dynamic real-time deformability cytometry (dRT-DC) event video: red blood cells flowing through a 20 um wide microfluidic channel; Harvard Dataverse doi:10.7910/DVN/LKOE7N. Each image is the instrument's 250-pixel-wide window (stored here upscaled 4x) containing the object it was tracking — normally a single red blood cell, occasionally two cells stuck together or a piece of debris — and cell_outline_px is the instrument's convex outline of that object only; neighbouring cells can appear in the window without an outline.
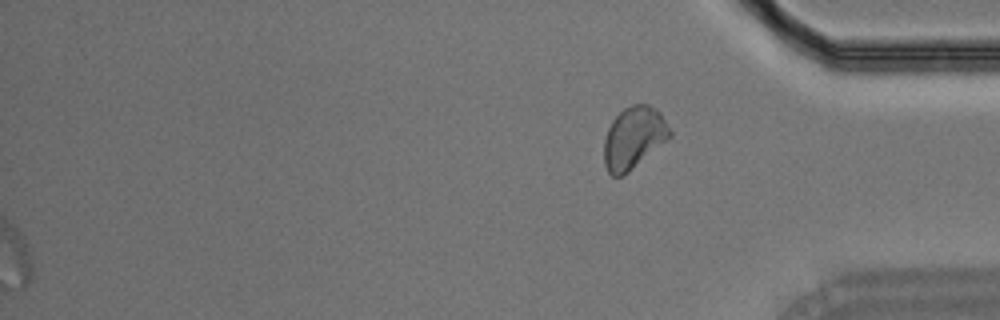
{"species": "Egyptian fruit bat (a non-hibernating species)", "species_latin": "Rousettus aegyptiacus", "temperature_condition": "room temperature", "stored_images_in_passage": 29, "segment_of_instrument_passage": [2, 2], "camera_frame_rate_fps": 3000, "um_per_image_px": 0.085, "animal": {"sex": "male"}, "frame": {"image": 1, "passage_image": 29, "time_ms": 9.333, "image_size_px": [1000, 320], "cell_outline_px": [[672, 136], [628, 172], [620, 176], [612, 176], [608, 172], [604, 164], [604, 140], [608, 128], [612, 120], [624, 108], [632, 104], [648, 104], [656, 108], [660, 112], [672, 132]], "centroid_in_image_um": [53.86, 11.69], "position_along_channel_um": 381.3, "area_um2": 23.7}}